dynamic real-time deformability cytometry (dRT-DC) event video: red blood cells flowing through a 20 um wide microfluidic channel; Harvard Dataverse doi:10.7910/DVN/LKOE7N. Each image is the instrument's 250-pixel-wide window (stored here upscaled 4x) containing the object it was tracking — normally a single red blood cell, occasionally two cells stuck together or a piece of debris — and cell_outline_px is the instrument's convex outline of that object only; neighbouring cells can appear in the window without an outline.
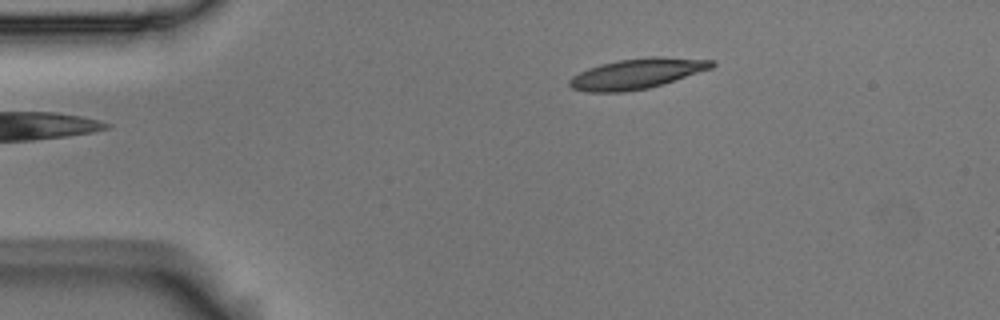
{"species": "Egyptian fruit bat (a non-hibernating species)", "species_latin": "Rousettus aegyptiacus", "temperature_condition": "room temperature", "stored_images_in_passage": 2, "camera_frame_rate_fps": 3000, "um_per_image_px": 0.085, "animal": {"sex": "male"}, "frame": {"image": 1, "passage_image": 2, "time_ms": 0.333, "image_size_px": [1000, 320], "cell_outline_px": [[716, 64], [712, 68], [648, 88], [624, 92], [588, 92], [572, 88], [568, 84], [568, 80], [572, 76], [588, 68], [600, 64], [620, 60], [648, 56], [656, 56], [716, 60]], "centroid_in_image_um": [54.13, 6.25], "position_along_channel_um": 30.9, "area_um2": 25.03}}